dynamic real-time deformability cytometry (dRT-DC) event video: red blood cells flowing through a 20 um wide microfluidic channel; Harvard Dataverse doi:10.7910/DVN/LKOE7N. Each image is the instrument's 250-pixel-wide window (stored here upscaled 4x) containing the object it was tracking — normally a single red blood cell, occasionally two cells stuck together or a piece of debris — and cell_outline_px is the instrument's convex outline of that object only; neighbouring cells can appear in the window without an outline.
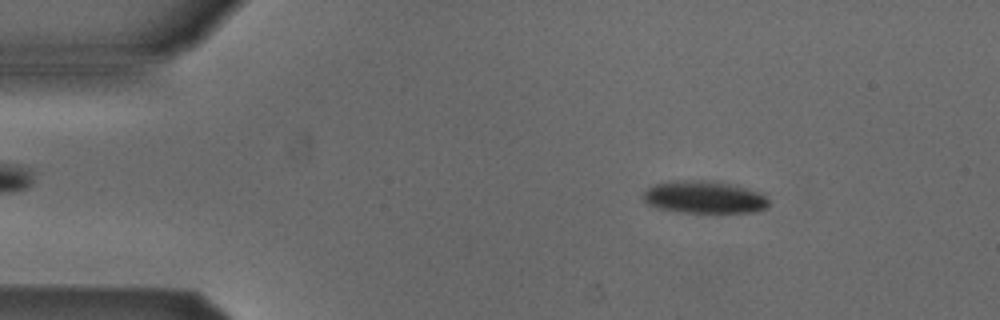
{"species": "Egyptian fruit bat (a non-hibernating species)", "species_latin": "Rousettus aegyptiacus", "temperature_condition": "cold", "stored_images_in_passage": 51, "camera_frame_rate_fps": 3000, "um_per_image_px": 0.085, "animal": {"sex": "male"}, "frame": {"image": 1, "passage_image": 7, "time_ms": 2.0, "image_size_px": [1000, 320], "cell_outline_px": [[768, 208], [752, 212], [680, 212], [656, 208], [648, 204], [640, 196], [652, 184], [676, 180], [712, 180], [736, 184], [760, 192], [768, 200]], "centroid_in_image_um": [59.84, 16.74], "position_along_channel_um": 25.2, "area_um2": 24.1}}
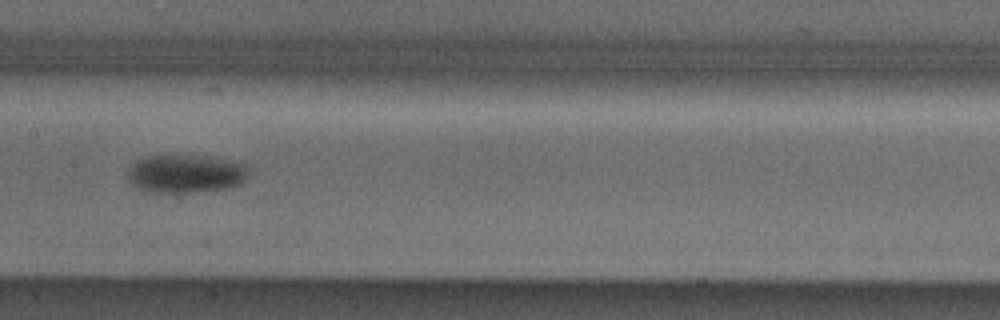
{"frame": {"image": 2, "passage_image": 25, "time_ms": 8.0, "image_size_px": [1000, 320], "cell_outline_px": [[248, 176], [240, 184], [228, 188], [188, 192], [148, 192], [136, 188], [128, 180], [128, 172], [132, 164], [136, 160], [148, 156], [200, 156], [244, 164], [248, 168]], "centroid_in_image_um": [15.74, 14.78], "position_along_channel_um": 191.7, "area_um2": 26.53}}
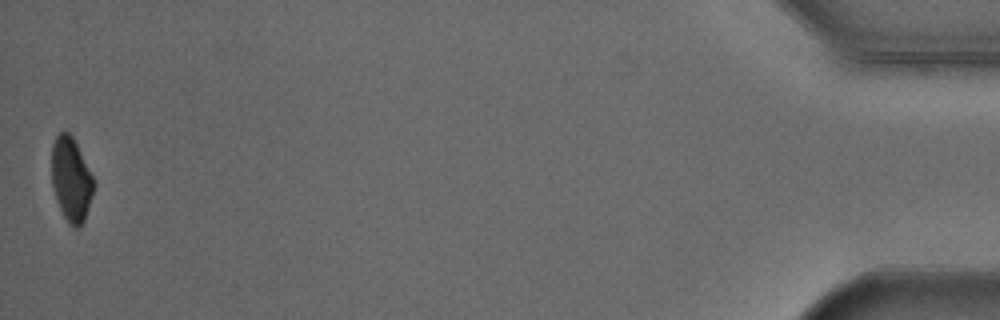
{"frame": {"image": 3, "passage_image": 51, "time_ms": 16.667, "image_size_px": [1000, 320], "cell_outline_px": [[96, 184], [84, 220], [80, 228], [72, 228], [64, 216], [56, 200], [52, 184], [52, 144], [56, 136], [60, 132], [68, 132], [72, 136]], "centroid_in_image_um": [6.04, 15.28], "position_along_channel_um": 429.2, "area_um2": 20.4}, "authors_computed_cell_mechanics": {"area_um2": 24.5072, "velocity_mm_per_s": 3.8984, "shape_relaxation_time_tau1_ms": 2.0574, "shape_relaxation_time_tau2_ms": null, "deformation_change_tau1": 0.0808, "deformation_change_tau2": null}}